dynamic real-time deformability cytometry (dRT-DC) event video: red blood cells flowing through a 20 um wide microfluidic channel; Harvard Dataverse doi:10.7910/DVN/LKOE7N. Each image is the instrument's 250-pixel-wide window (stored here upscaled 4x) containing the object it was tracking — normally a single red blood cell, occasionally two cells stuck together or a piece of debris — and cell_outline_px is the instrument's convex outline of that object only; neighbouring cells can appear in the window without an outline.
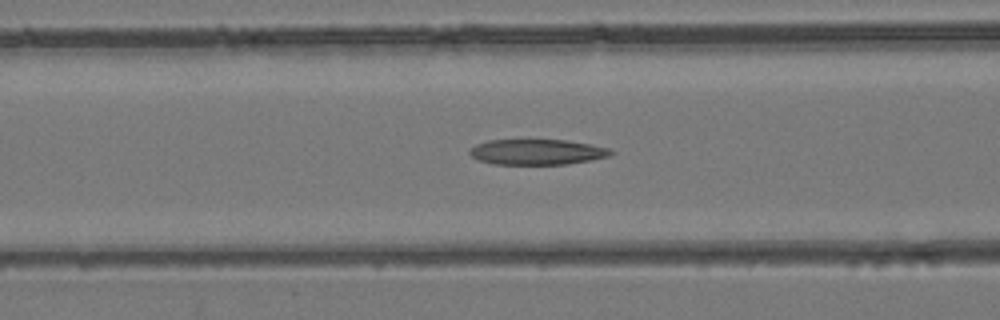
{"species": "common noctule bat (a hibernating species)", "species_latin": "Nyctalus noctula", "temperature_condition": "room temperature", "stored_images_in_passage": 44, "camera_frame_rate_fps": 3000, "um_per_image_px": 0.085, "animal": {"sex": "female", "body_mass_g": 24.6, "forearm_length_mm": 56.2}, "frame": {"image": 1, "passage_image": 18, "time_ms": 5.667, "image_size_px": [1000, 320], "cell_outline_px": [[616, 152], [608, 156], [592, 160], [568, 164], [496, 164], [480, 160], [472, 156], [468, 152], [476, 144], [488, 140], [568, 140], [592, 144], [608, 148]], "centroid_in_image_um": [45.7, 12.91], "position_along_channel_um": 120.9, "area_um2": 20.92}}
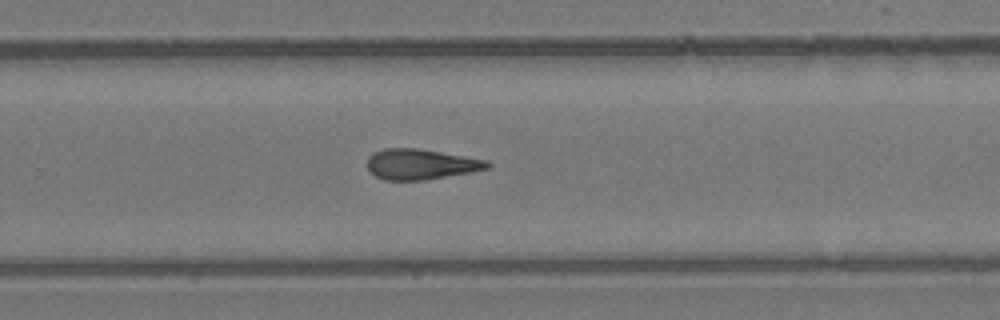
{"frame": {"image": 2, "passage_image": 29, "time_ms": 9.333, "image_size_px": [1000, 320], "cell_outline_px": [[492, 164], [488, 168], [472, 172], [424, 180], [384, 180], [376, 176], [368, 168], [368, 156], [384, 148], [416, 148], [488, 160]], "centroid_in_image_um": [35.79, 13.96], "position_along_channel_um": 294.0, "area_um2": 21.15}}
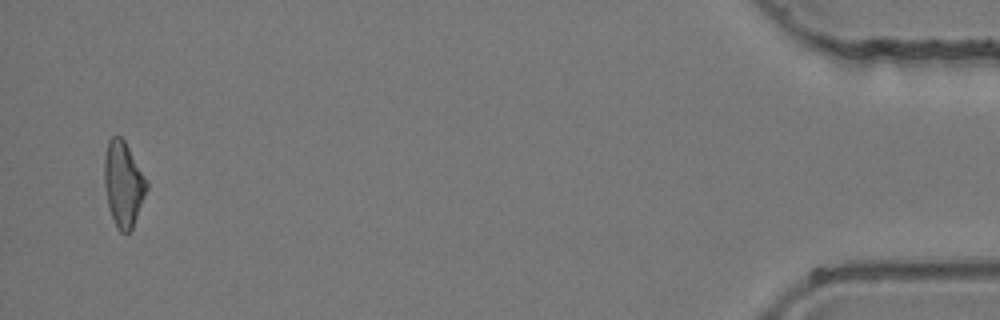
{"frame": {"image": 3, "passage_image": 43, "time_ms": 14.0, "image_size_px": [1000, 320], "cell_outline_px": [[148, 188], [132, 228], [128, 232], [120, 232], [116, 228], [108, 204], [104, 184], [104, 156], [108, 140], [112, 136], [120, 136], [124, 140], [148, 180]], "centroid_in_image_um": [10.48, 15.61], "position_along_channel_um": 424.7, "area_um2": 20.98}}